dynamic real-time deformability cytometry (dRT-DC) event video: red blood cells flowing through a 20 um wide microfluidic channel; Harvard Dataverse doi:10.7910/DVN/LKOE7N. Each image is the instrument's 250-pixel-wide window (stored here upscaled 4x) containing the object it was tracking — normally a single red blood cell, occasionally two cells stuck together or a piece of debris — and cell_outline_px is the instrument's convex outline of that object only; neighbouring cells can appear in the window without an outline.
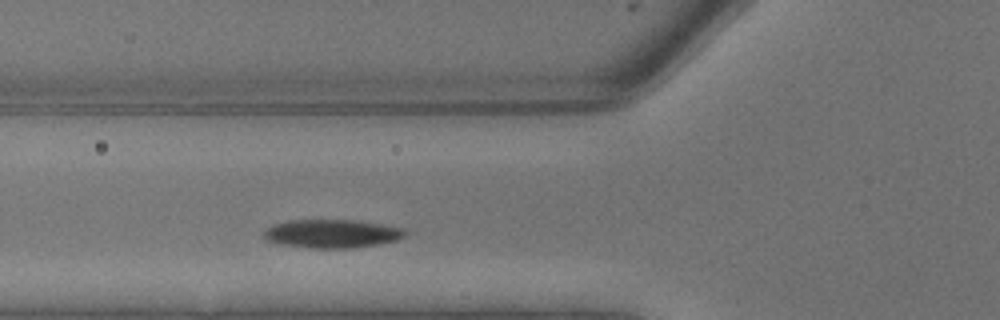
{"species": "common noctule bat (a hibernating species)", "species_latin": "Nyctalus noctula", "temperature_condition": "warm", "stored_images_in_passage": 4, "camera_frame_rate_fps": 3000, "um_per_image_px": 0.085, "animal": {"sex": "male", "body_mass_g": 13.3}, "frame": {"image": 1, "passage_image": 4, "time_ms": 1.0, "image_size_px": [1000, 320], "cell_outline_px": [[408, 232], [404, 236], [396, 240], [376, 244], [352, 248], [308, 248], [280, 244], [268, 240], [264, 236], [264, 232], [272, 224], [292, 220], [356, 220], [404, 228]], "centroid_in_image_um": [28.22, 19.86], "position_along_channel_um": 97.6, "area_um2": 23.29}}